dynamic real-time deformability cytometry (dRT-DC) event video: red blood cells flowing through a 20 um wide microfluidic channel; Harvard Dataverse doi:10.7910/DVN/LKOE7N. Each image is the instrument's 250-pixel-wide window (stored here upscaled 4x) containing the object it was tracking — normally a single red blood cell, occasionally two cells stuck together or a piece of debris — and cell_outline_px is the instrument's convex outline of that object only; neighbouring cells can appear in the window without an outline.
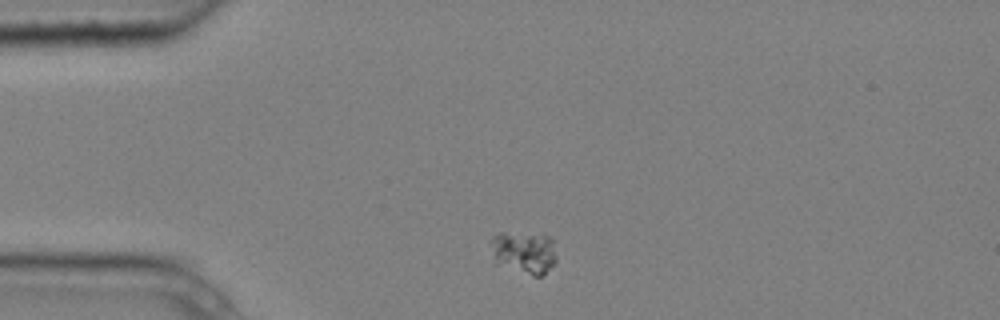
{"species": "common noctule bat (a hibernating species)", "species_latin": "Nyctalus noctula", "temperature_condition": "cold", "stored_images_in_passage": 2, "camera_frame_rate_fps": 3000, "um_per_image_px": 0.085, "animal": {"sex": "male", "body_mass_g": 20.4}, "frame": {"image": 1, "passage_image": 1, "time_ms": 0.0, "image_size_px": [1000, 320], "cell_outline_px": [[556, 260], [540, 276], [532, 276], [496, 264], [488, 240], [500, 232], [504, 232], [552, 236], [556, 256]], "centroid_in_image_um": [44.5, 21.44], "position_along_channel_um": 40.5, "area_um2": 16.3}}